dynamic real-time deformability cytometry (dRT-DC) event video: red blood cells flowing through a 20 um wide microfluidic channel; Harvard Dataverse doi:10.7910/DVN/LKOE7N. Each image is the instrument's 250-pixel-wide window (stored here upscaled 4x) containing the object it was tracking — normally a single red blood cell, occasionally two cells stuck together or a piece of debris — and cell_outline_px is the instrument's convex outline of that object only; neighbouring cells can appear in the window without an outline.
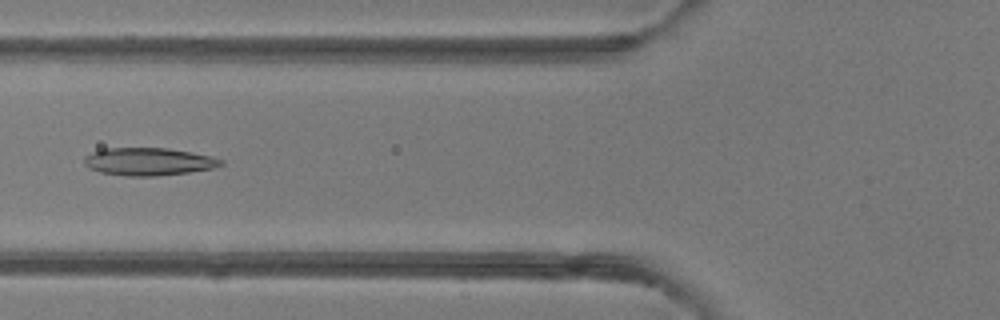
{"species": "common noctule bat (a hibernating species)", "species_latin": "Nyctalus noctula", "temperature_condition": "room temperature", "stored_images_in_passage": 31, "camera_frame_rate_fps": 3000, "um_per_image_px": 0.085, "animal": {"sex": "female"}, "frame": {"image": 1, "passage_image": 19, "time_ms": 6.0, "image_size_px": [1000, 320], "cell_outline_px": [[224, 164], [212, 168], [188, 172], [156, 176], [124, 176], [100, 172], [88, 168], [84, 164], [84, 156], [92, 152], [104, 148], [168, 148], [212, 156], [224, 160]], "centroid_in_image_um": [12.6, 13.73], "position_along_channel_um": 113.2, "area_um2": 22.14}}
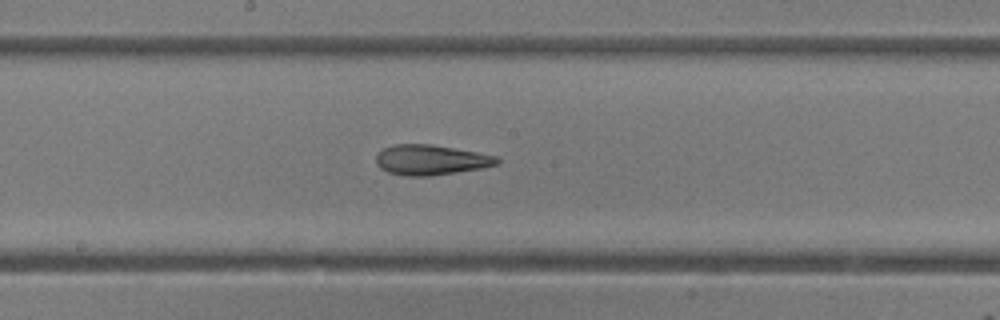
{"frame": {"image": 2, "passage_image": 26, "time_ms": 8.333, "image_size_px": [1000, 320], "cell_outline_px": [[500, 160], [496, 164], [480, 168], [456, 172], [428, 176], [408, 176], [388, 172], [380, 168], [376, 164], [376, 152], [384, 148], [396, 144], [432, 144], [476, 152], [496, 156]], "centroid_in_image_um": [36.56, 13.58], "position_along_channel_um": 211.6, "area_um2": 21.1}}
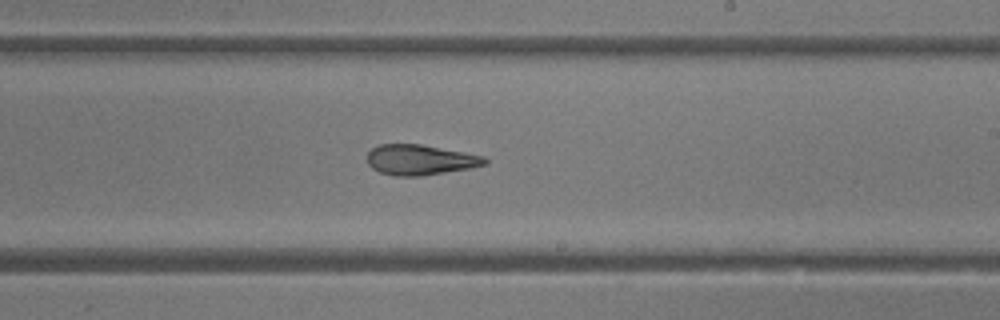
{"frame": {"image": 3, "passage_image": 29, "time_ms": 9.333, "image_size_px": [1000, 320], "cell_outline_px": [[488, 164], [472, 168], [420, 176], [392, 176], [380, 172], [372, 168], [368, 164], [368, 152], [372, 148], [380, 144], [420, 144], [464, 152], [484, 156], [488, 160]], "centroid_in_image_um": [35.73, 13.59], "position_along_channel_um": 253.3, "area_um2": 20.87}}